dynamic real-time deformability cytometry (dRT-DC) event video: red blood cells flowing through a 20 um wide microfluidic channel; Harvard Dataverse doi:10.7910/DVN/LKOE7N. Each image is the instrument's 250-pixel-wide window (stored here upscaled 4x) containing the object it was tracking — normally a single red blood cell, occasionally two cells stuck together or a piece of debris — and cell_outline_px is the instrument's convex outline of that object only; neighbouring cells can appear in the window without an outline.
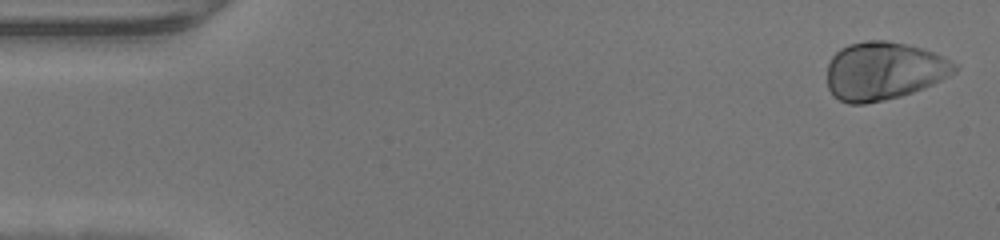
{"species": "human", "species_latin": "Homo sapiens", "temperature_condition": "warm", "stored_images_in_passage": 47, "camera_frame_rate_fps": 3000, "um_per_image_px": 0.085, "donor": {"sex": "male"}, "frame": {"image": 1, "passage_image": 1, "time_ms": 0.0, "image_size_px": [1000, 240], "cell_outline_px": [[960, 68], [956, 72], [932, 84], [912, 92], [900, 96], [884, 100], [864, 104], [848, 104], [832, 96], [828, 88], [828, 64], [832, 56], [840, 48], [848, 44], [868, 40], [884, 40], [908, 44], [932, 52], [960, 64]], "centroid_in_image_um": [75.12, 6.03], "position_along_channel_um": 9.9, "area_um2": 43.29}}
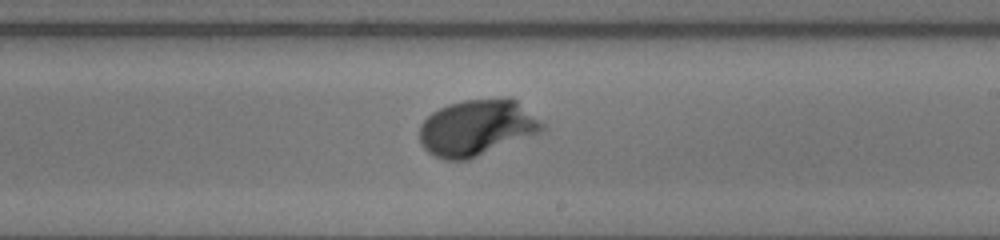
{"frame": {"image": 2, "passage_image": 27, "time_ms": 8.667, "image_size_px": [1000, 240], "cell_outline_px": [[544, 128], [540, 132], [468, 160], [444, 160], [428, 152], [420, 144], [420, 124], [432, 112], [448, 104], [464, 100], [504, 96], [508, 96], [516, 100], [540, 120], [544, 124]], "centroid_in_image_um": [40.51, 10.83], "position_along_channel_um": 248.5, "area_um2": 40.17}}
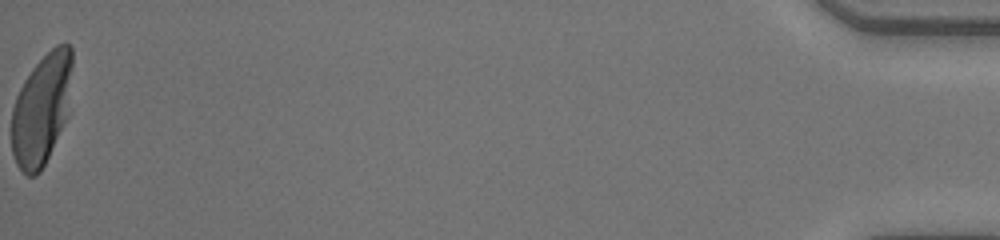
{"frame": {"image": 3, "passage_image": 47, "time_ms": 15.333, "image_size_px": [1000, 240], "cell_outline_px": [[72, 64], [68, 116], [40, 172], [36, 176], [28, 176], [16, 164], [12, 152], [12, 108], [16, 96], [24, 80], [32, 68], [56, 44], [68, 44], [72, 48]], "centroid_in_image_um": [3.53, 9.28], "position_along_channel_um": 431.7, "area_um2": 39.07}}